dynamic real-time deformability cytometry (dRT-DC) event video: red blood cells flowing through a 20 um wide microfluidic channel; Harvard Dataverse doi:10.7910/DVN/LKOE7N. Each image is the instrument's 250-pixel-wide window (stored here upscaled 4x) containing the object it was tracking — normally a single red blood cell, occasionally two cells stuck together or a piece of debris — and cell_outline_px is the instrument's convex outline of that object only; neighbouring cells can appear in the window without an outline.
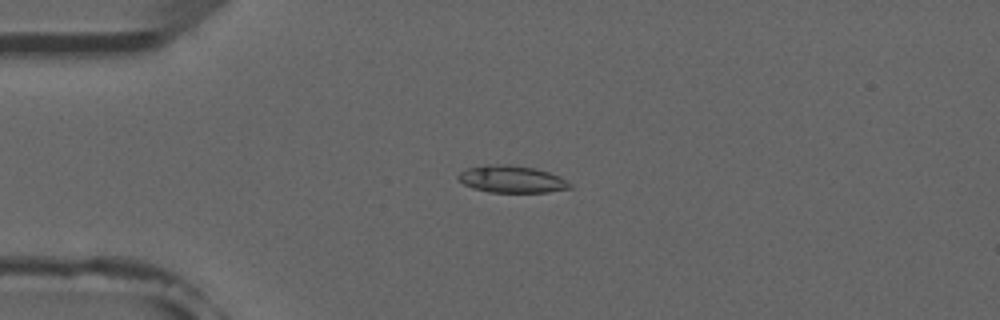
{"species": "common noctule bat (a hibernating species)", "species_latin": "Nyctalus noctula", "temperature_condition": "room temperature", "stored_images_in_passage": 6, "camera_frame_rate_fps": 3000, "um_per_image_px": 0.085, "animal": {"sex": "male", "forearm_length_mm": 52.5}, "frame": {"image": 1, "passage_image": 4, "time_ms": 3.667, "image_size_px": [1000, 320], "cell_outline_px": [[572, 188], [548, 192], [488, 192], [472, 188], [464, 184], [456, 176], [460, 172], [468, 168], [484, 164], [508, 164], [532, 168], [548, 172], [560, 176], [572, 184]], "centroid_in_image_um": [43.49, 15.23], "position_along_channel_um": 41.5, "area_um2": 17.69}}
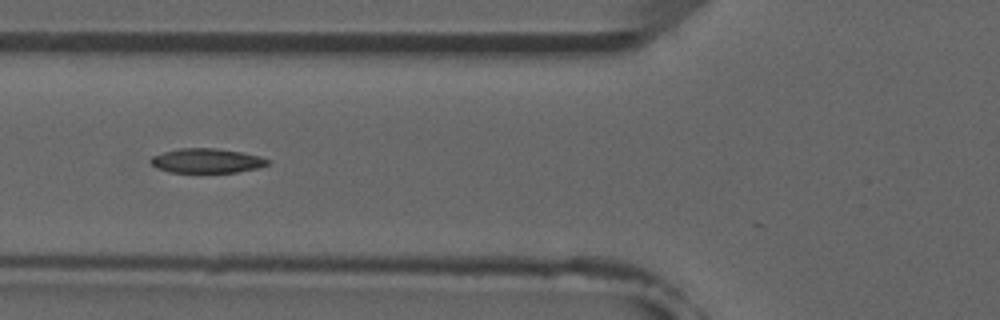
{"frame": {"image": 2, "passage_image": 6, "time_ms": 6.0, "image_size_px": [1000, 320], "cell_outline_px": [[272, 160], [268, 164], [260, 168], [236, 172], [168, 172], [156, 168], [148, 160], [152, 156], [164, 152], [180, 148], [216, 148], [244, 152], [260, 156]], "centroid_in_image_um": [17.6, 13.66], "position_along_channel_um": 108.2, "area_um2": 16.88}}